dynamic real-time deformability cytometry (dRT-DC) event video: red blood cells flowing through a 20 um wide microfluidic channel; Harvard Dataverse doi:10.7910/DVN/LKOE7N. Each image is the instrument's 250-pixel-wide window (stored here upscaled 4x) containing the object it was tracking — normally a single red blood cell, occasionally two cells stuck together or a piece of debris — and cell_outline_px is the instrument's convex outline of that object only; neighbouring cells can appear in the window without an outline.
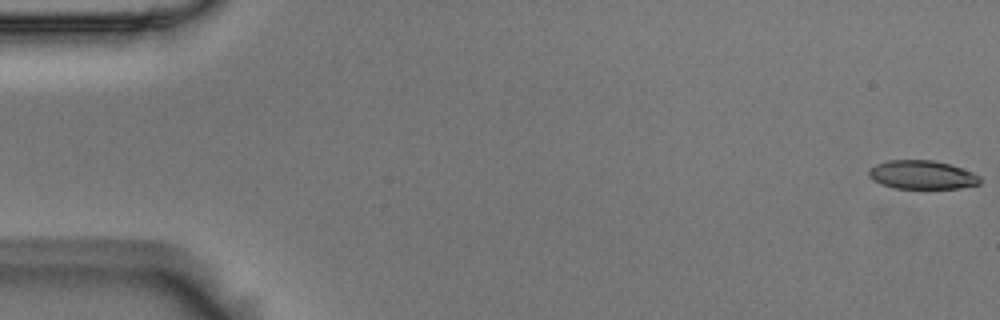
{"species": "Egyptian fruit bat (a non-hibernating species)", "species_latin": "Rousettus aegyptiacus", "temperature_condition": "room temperature", "stored_images_in_passage": 55, "camera_frame_rate_fps": 3000, "um_per_image_px": 0.085, "animal": {"sex": "male"}, "frame": {"image": 1, "passage_image": 1, "time_ms": 0.0, "image_size_px": [1000, 320], "cell_outline_px": [[980, 184], [960, 188], [892, 188], [880, 184], [872, 180], [868, 176], [868, 168], [876, 164], [888, 160], [932, 160], [948, 164], [972, 172], [980, 176]], "centroid_in_image_um": [78.32, 14.86], "position_along_channel_um": 6.7, "area_um2": 18.61}}
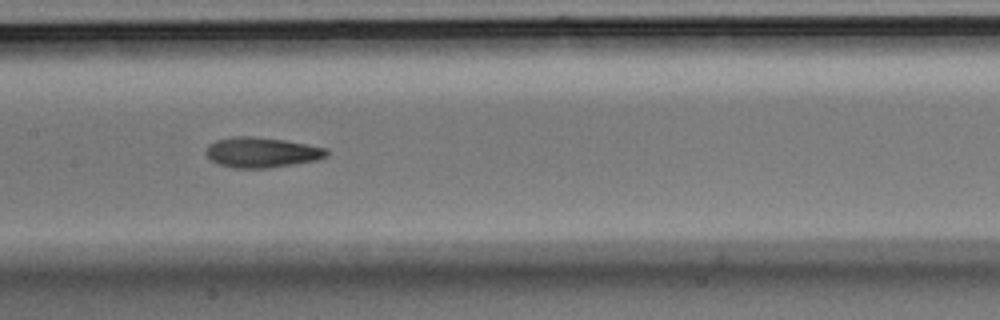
{"frame": {"image": 2, "passage_image": 27, "time_ms": 8.667, "image_size_px": [1000, 320], "cell_outline_px": [[328, 156], [316, 160], [268, 168], [232, 168], [216, 164], [204, 152], [208, 144], [216, 140], [236, 136], [252, 136], [284, 140], [308, 144], [328, 148]], "centroid_in_image_um": [22.23, 12.95], "position_along_channel_um": 185.2, "area_um2": 21.39}}
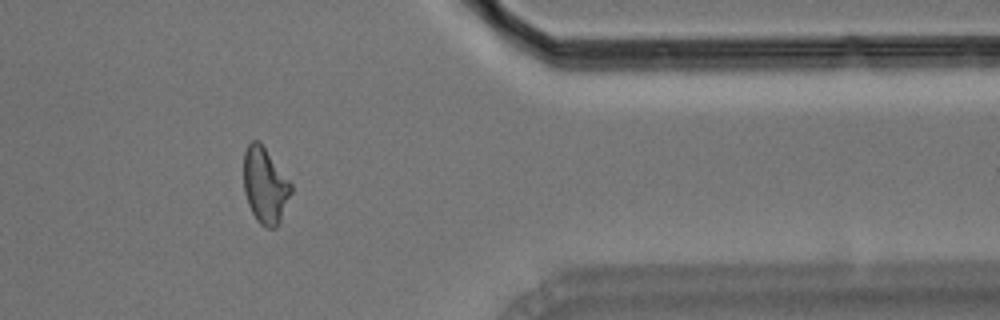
{"frame": {"image": 3, "passage_image": 45, "time_ms": 14.667, "image_size_px": [1000, 320], "cell_outline_px": [[292, 192], [280, 220], [276, 228], [268, 228], [260, 224], [256, 220], [248, 204], [244, 192], [244, 152], [248, 144], [252, 140], [260, 140], [292, 184]], "centroid_in_image_um": [22.53, 15.75], "position_along_channel_um": 388.9, "area_um2": 21.04}, "authors_computed_cell_mechanics": {"area_um2": 20.6924, "velocity_mm_per_s": 3.7152, "shape_relaxation_time_tau1_ms": null, "shape_relaxation_time_tau2_ms": 3.1586, "deformation_change_tau1": null, "deformation_change_tau2": 0.1097}}